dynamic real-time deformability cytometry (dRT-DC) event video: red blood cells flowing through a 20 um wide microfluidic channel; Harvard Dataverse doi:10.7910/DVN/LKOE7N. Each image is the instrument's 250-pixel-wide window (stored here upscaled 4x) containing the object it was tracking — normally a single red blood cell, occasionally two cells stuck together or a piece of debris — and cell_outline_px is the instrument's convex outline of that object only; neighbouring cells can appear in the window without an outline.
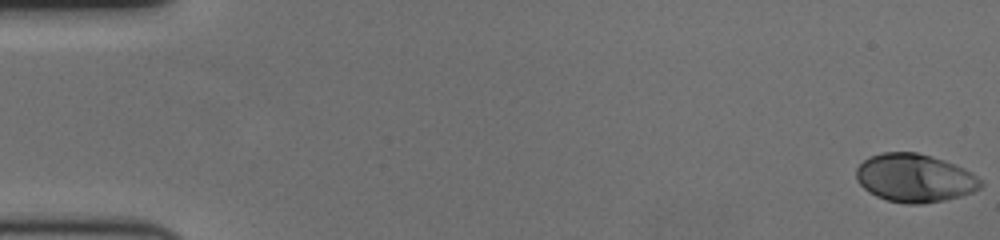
{"species": "human", "species_latin": "Homo sapiens", "temperature_condition": "cold", "stored_images_in_passage": 61, "camera_frame_rate_fps": 3000, "um_per_image_px": 0.085, "donor": {"sex": "female"}, "frame": {"image": 1, "passage_image": 1, "time_ms": 0.0, "image_size_px": [1000, 240], "cell_outline_px": [[984, 184], [980, 188], [972, 192], [960, 196], [944, 200], [924, 204], [904, 204], [888, 200], [876, 196], [868, 192], [856, 180], [856, 168], [868, 156], [884, 152], [916, 152], [932, 156], [956, 164], [972, 172], [984, 180]], "centroid_in_image_um": [77.77, 15.13], "position_along_channel_um": 7.2, "area_um2": 35.37}}
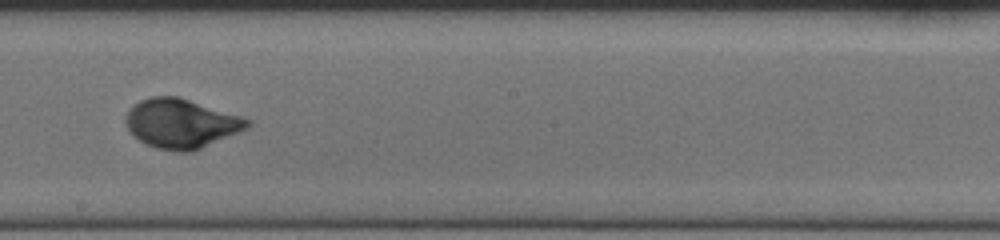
{"frame": {"image": 2, "passage_image": 35, "time_ms": 11.333, "image_size_px": [1000, 240], "cell_outline_px": [[252, 124], [248, 128], [192, 152], [180, 152], [156, 148], [144, 144], [132, 136], [128, 128], [128, 112], [140, 100], [152, 96], [176, 96], [240, 116], [252, 120]], "centroid_in_image_um": [15.41, 10.52], "position_along_channel_um": 232.8, "area_um2": 34.51}}
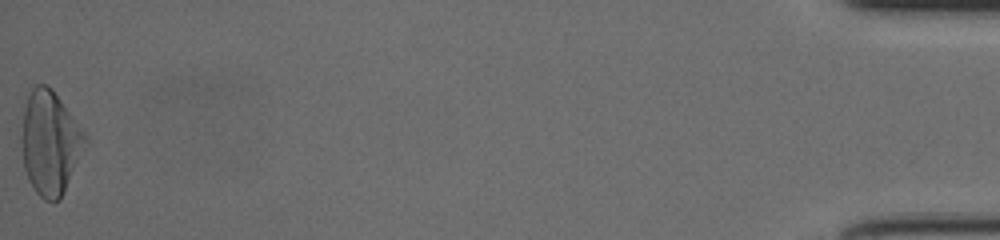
{"frame": {"image": 3, "passage_image": 61, "time_ms": 20.0, "image_size_px": [1000, 240], "cell_outline_px": [[88, 144], [60, 200], [44, 200], [36, 192], [28, 180], [24, 168], [20, 140], [24, 108], [28, 96], [32, 88], [36, 84], [44, 84], [52, 88], [84, 132], [88, 140]], "centroid_in_image_um": [4.25, 12.15], "position_along_channel_um": 430.9, "area_um2": 38.61}, "authors_computed_cell_mechanics": {"area_um2": 33.9864, "velocity_mm_per_s": 3.4395, "shape_relaxation_time_tau1_ms": 4.0195, "shape_relaxation_time_tau2_ms": null, "deformation_change_tau1": 0.1825, "deformation_change_tau2": null}}